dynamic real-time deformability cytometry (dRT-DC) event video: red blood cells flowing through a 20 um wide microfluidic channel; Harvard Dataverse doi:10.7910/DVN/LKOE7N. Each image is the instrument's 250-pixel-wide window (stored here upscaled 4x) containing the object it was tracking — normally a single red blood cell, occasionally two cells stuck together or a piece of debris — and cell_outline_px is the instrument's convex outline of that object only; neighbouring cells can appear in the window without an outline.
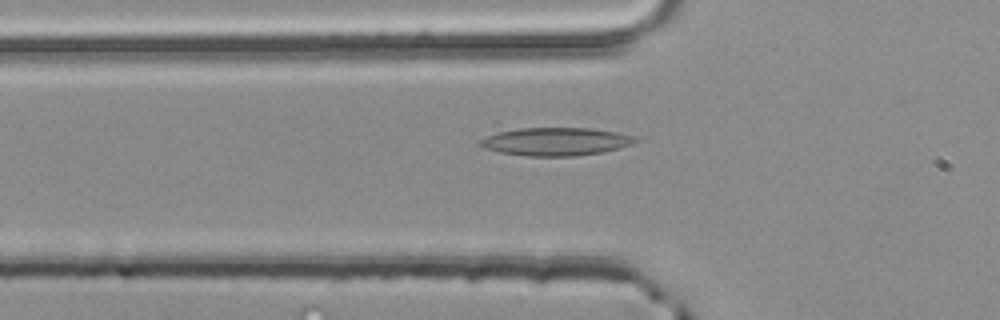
{"species": "common noctule bat (a hibernating species)", "species_latin": "Nyctalus noctula", "temperature_condition": "room temperature", "stored_images_in_passage": 52, "camera_frame_rate_fps": 3000, "um_per_image_px": 0.085, "animal": {"sex": "male", "body_mass_g": 20.4}, "frame": {"image": 1, "passage_image": 18, "time_ms": 5.667, "image_size_px": [1000, 320], "cell_outline_px": [[640, 140], [632, 144], [604, 152], [572, 156], [528, 156], [500, 152], [484, 148], [480, 144], [480, 140], [488, 136], [500, 132], [520, 128], [588, 128], [616, 132], [636, 136]], "centroid_in_image_um": [47.3, 12.03], "position_along_channel_um": 78.5, "area_um2": 25.14}}
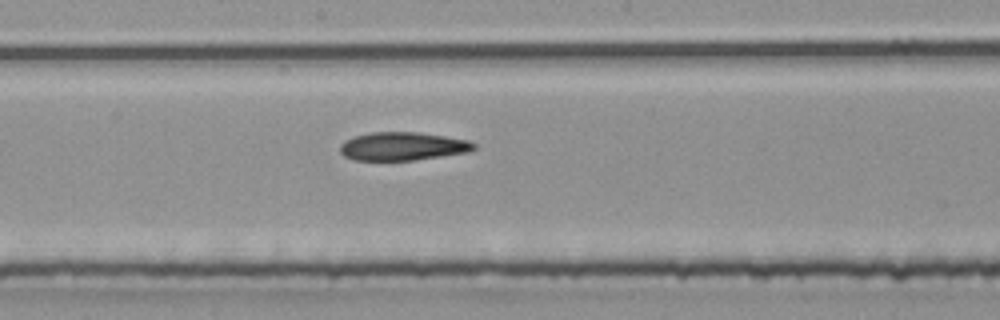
{"frame": {"image": 2, "passage_image": 28, "time_ms": 9.0, "image_size_px": [1000, 320], "cell_outline_px": [[476, 148], [468, 152], [416, 160], [352, 160], [344, 156], [340, 152], [340, 144], [356, 136], [372, 132], [420, 132], [468, 140], [476, 144]], "centroid_in_image_um": [34.24, 12.44], "position_along_channel_um": 214.0, "area_um2": 22.02}}
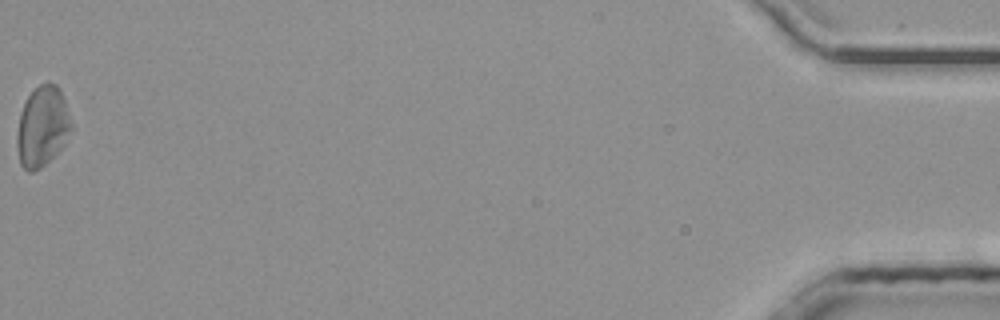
{"frame": {"image": 3, "passage_image": 52, "time_ms": 17.0, "image_size_px": [1000, 320], "cell_outline_px": [[72, 132], [64, 144], [40, 168], [32, 172], [28, 172], [20, 164], [16, 148], [16, 136], [20, 112], [28, 96], [40, 84], [48, 80], [56, 84], [60, 88], [72, 124]], "centroid_in_image_um": [3.59, 10.74], "position_along_channel_um": 431.6, "area_um2": 25.49}, "authors_computed_cell_mechanics": {"area_um2": 23.698, "velocity_mm_per_s": 4.0401, "shape_relaxation_time_tau1_ms": null, "shape_relaxation_time_tau2_ms": 8.3731, "deformation_change_tau1": null, "deformation_change_tau2": 0.1914}}